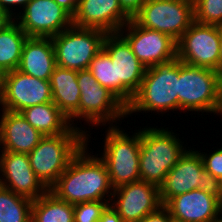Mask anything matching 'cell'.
<instances>
[{"label": "cell", "mask_w": 222, "mask_h": 222, "mask_svg": "<svg viewBox=\"0 0 222 222\" xmlns=\"http://www.w3.org/2000/svg\"><path fill=\"white\" fill-rule=\"evenodd\" d=\"M87 145L81 148L49 188L58 199L72 205L108 198L111 200L113 194L114 189L104 161L87 153Z\"/></svg>", "instance_id": "obj_1"}, {"label": "cell", "mask_w": 222, "mask_h": 222, "mask_svg": "<svg viewBox=\"0 0 222 222\" xmlns=\"http://www.w3.org/2000/svg\"><path fill=\"white\" fill-rule=\"evenodd\" d=\"M88 136L87 130L71 126L63 134L43 136L28 154L32 170L48 189L88 143Z\"/></svg>", "instance_id": "obj_2"}, {"label": "cell", "mask_w": 222, "mask_h": 222, "mask_svg": "<svg viewBox=\"0 0 222 222\" xmlns=\"http://www.w3.org/2000/svg\"><path fill=\"white\" fill-rule=\"evenodd\" d=\"M178 110L222 115V73L179 60Z\"/></svg>", "instance_id": "obj_3"}, {"label": "cell", "mask_w": 222, "mask_h": 222, "mask_svg": "<svg viewBox=\"0 0 222 222\" xmlns=\"http://www.w3.org/2000/svg\"><path fill=\"white\" fill-rule=\"evenodd\" d=\"M182 143L168 128H142L139 156L140 180L159 187L167 173L185 153L187 148H184Z\"/></svg>", "instance_id": "obj_4"}, {"label": "cell", "mask_w": 222, "mask_h": 222, "mask_svg": "<svg viewBox=\"0 0 222 222\" xmlns=\"http://www.w3.org/2000/svg\"><path fill=\"white\" fill-rule=\"evenodd\" d=\"M179 60L146 68L139 90L127 106V115L135 112L178 110Z\"/></svg>", "instance_id": "obj_5"}, {"label": "cell", "mask_w": 222, "mask_h": 222, "mask_svg": "<svg viewBox=\"0 0 222 222\" xmlns=\"http://www.w3.org/2000/svg\"><path fill=\"white\" fill-rule=\"evenodd\" d=\"M77 82L81 95L78 110L68 119L72 127H76L74 119H84L92 126L101 123L102 126L106 123L115 126L113 122L127 116V107L112 92L101 86L88 69L78 71Z\"/></svg>", "instance_id": "obj_6"}, {"label": "cell", "mask_w": 222, "mask_h": 222, "mask_svg": "<svg viewBox=\"0 0 222 222\" xmlns=\"http://www.w3.org/2000/svg\"><path fill=\"white\" fill-rule=\"evenodd\" d=\"M119 126H110L104 140V161L113 189L140 180L139 156L141 146V128L129 136Z\"/></svg>", "instance_id": "obj_7"}, {"label": "cell", "mask_w": 222, "mask_h": 222, "mask_svg": "<svg viewBox=\"0 0 222 222\" xmlns=\"http://www.w3.org/2000/svg\"><path fill=\"white\" fill-rule=\"evenodd\" d=\"M199 152L194 149L186 150L177 164L167 173L163 183L159 186L162 205L177 195L195 189L203 190L222 201L221 181L204 168Z\"/></svg>", "instance_id": "obj_8"}, {"label": "cell", "mask_w": 222, "mask_h": 222, "mask_svg": "<svg viewBox=\"0 0 222 222\" xmlns=\"http://www.w3.org/2000/svg\"><path fill=\"white\" fill-rule=\"evenodd\" d=\"M132 19L178 41L194 22L193 0H147Z\"/></svg>", "instance_id": "obj_9"}, {"label": "cell", "mask_w": 222, "mask_h": 222, "mask_svg": "<svg viewBox=\"0 0 222 222\" xmlns=\"http://www.w3.org/2000/svg\"><path fill=\"white\" fill-rule=\"evenodd\" d=\"M105 35L106 33L99 29L72 25L51 37L56 65L75 71L88 69L92 59L102 49Z\"/></svg>", "instance_id": "obj_10"}, {"label": "cell", "mask_w": 222, "mask_h": 222, "mask_svg": "<svg viewBox=\"0 0 222 222\" xmlns=\"http://www.w3.org/2000/svg\"><path fill=\"white\" fill-rule=\"evenodd\" d=\"M102 48L115 64L116 97L127 107L140 88L146 68L119 33L106 34Z\"/></svg>", "instance_id": "obj_11"}, {"label": "cell", "mask_w": 222, "mask_h": 222, "mask_svg": "<svg viewBox=\"0 0 222 222\" xmlns=\"http://www.w3.org/2000/svg\"><path fill=\"white\" fill-rule=\"evenodd\" d=\"M177 59L220 72V26L194 21L177 41Z\"/></svg>", "instance_id": "obj_12"}, {"label": "cell", "mask_w": 222, "mask_h": 222, "mask_svg": "<svg viewBox=\"0 0 222 222\" xmlns=\"http://www.w3.org/2000/svg\"><path fill=\"white\" fill-rule=\"evenodd\" d=\"M53 102L50 81L27 75L18 69L0 75L2 110L20 113L27 107Z\"/></svg>", "instance_id": "obj_13"}, {"label": "cell", "mask_w": 222, "mask_h": 222, "mask_svg": "<svg viewBox=\"0 0 222 222\" xmlns=\"http://www.w3.org/2000/svg\"><path fill=\"white\" fill-rule=\"evenodd\" d=\"M118 33L145 68L177 59V41L165 33L139 26L132 18Z\"/></svg>", "instance_id": "obj_14"}, {"label": "cell", "mask_w": 222, "mask_h": 222, "mask_svg": "<svg viewBox=\"0 0 222 222\" xmlns=\"http://www.w3.org/2000/svg\"><path fill=\"white\" fill-rule=\"evenodd\" d=\"M14 20L28 37L51 38L73 25L72 16L54 0H31Z\"/></svg>", "instance_id": "obj_15"}, {"label": "cell", "mask_w": 222, "mask_h": 222, "mask_svg": "<svg viewBox=\"0 0 222 222\" xmlns=\"http://www.w3.org/2000/svg\"><path fill=\"white\" fill-rule=\"evenodd\" d=\"M109 204L118 212L123 222H140L162 206L159 187L142 180L114 189Z\"/></svg>", "instance_id": "obj_16"}, {"label": "cell", "mask_w": 222, "mask_h": 222, "mask_svg": "<svg viewBox=\"0 0 222 222\" xmlns=\"http://www.w3.org/2000/svg\"><path fill=\"white\" fill-rule=\"evenodd\" d=\"M1 153L0 186L31 200H36L49 190L32 170L28 154L9 151Z\"/></svg>", "instance_id": "obj_17"}, {"label": "cell", "mask_w": 222, "mask_h": 222, "mask_svg": "<svg viewBox=\"0 0 222 222\" xmlns=\"http://www.w3.org/2000/svg\"><path fill=\"white\" fill-rule=\"evenodd\" d=\"M130 20L118 0H78L72 16L74 26L99 29L106 34L118 33Z\"/></svg>", "instance_id": "obj_18"}, {"label": "cell", "mask_w": 222, "mask_h": 222, "mask_svg": "<svg viewBox=\"0 0 222 222\" xmlns=\"http://www.w3.org/2000/svg\"><path fill=\"white\" fill-rule=\"evenodd\" d=\"M164 206L176 222H216L222 214V201L200 189L177 195Z\"/></svg>", "instance_id": "obj_19"}, {"label": "cell", "mask_w": 222, "mask_h": 222, "mask_svg": "<svg viewBox=\"0 0 222 222\" xmlns=\"http://www.w3.org/2000/svg\"><path fill=\"white\" fill-rule=\"evenodd\" d=\"M0 119V150L29 154L43 135L16 112L2 110Z\"/></svg>", "instance_id": "obj_20"}, {"label": "cell", "mask_w": 222, "mask_h": 222, "mask_svg": "<svg viewBox=\"0 0 222 222\" xmlns=\"http://www.w3.org/2000/svg\"><path fill=\"white\" fill-rule=\"evenodd\" d=\"M55 66V50L51 38L27 37L18 70L32 77L50 81Z\"/></svg>", "instance_id": "obj_21"}, {"label": "cell", "mask_w": 222, "mask_h": 222, "mask_svg": "<svg viewBox=\"0 0 222 222\" xmlns=\"http://www.w3.org/2000/svg\"><path fill=\"white\" fill-rule=\"evenodd\" d=\"M78 71L55 66L50 78L53 103L69 119L79 108Z\"/></svg>", "instance_id": "obj_22"}, {"label": "cell", "mask_w": 222, "mask_h": 222, "mask_svg": "<svg viewBox=\"0 0 222 222\" xmlns=\"http://www.w3.org/2000/svg\"><path fill=\"white\" fill-rule=\"evenodd\" d=\"M20 114L43 136L63 134L72 126L53 102L27 107Z\"/></svg>", "instance_id": "obj_23"}, {"label": "cell", "mask_w": 222, "mask_h": 222, "mask_svg": "<svg viewBox=\"0 0 222 222\" xmlns=\"http://www.w3.org/2000/svg\"><path fill=\"white\" fill-rule=\"evenodd\" d=\"M27 37L16 20L0 32V75L18 69Z\"/></svg>", "instance_id": "obj_24"}, {"label": "cell", "mask_w": 222, "mask_h": 222, "mask_svg": "<svg viewBox=\"0 0 222 222\" xmlns=\"http://www.w3.org/2000/svg\"><path fill=\"white\" fill-rule=\"evenodd\" d=\"M31 222H74V205L58 199L48 190L33 200Z\"/></svg>", "instance_id": "obj_25"}, {"label": "cell", "mask_w": 222, "mask_h": 222, "mask_svg": "<svg viewBox=\"0 0 222 222\" xmlns=\"http://www.w3.org/2000/svg\"><path fill=\"white\" fill-rule=\"evenodd\" d=\"M33 200L0 186V222H31Z\"/></svg>", "instance_id": "obj_26"}, {"label": "cell", "mask_w": 222, "mask_h": 222, "mask_svg": "<svg viewBox=\"0 0 222 222\" xmlns=\"http://www.w3.org/2000/svg\"><path fill=\"white\" fill-rule=\"evenodd\" d=\"M88 70L97 82L116 96L115 64L109 54L102 48L92 59Z\"/></svg>", "instance_id": "obj_27"}, {"label": "cell", "mask_w": 222, "mask_h": 222, "mask_svg": "<svg viewBox=\"0 0 222 222\" xmlns=\"http://www.w3.org/2000/svg\"><path fill=\"white\" fill-rule=\"evenodd\" d=\"M194 21L222 26V0H193Z\"/></svg>", "instance_id": "obj_28"}, {"label": "cell", "mask_w": 222, "mask_h": 222, "mask_svg": "<svg viewBox=\"0 0 222 222\" xmlns=\"http://www.w3.org/2000/svg\"><path fill=\"white\" fill-rule=\"evenodd\" d=\"M110 200H99L74 205V222H98Z\"/></svg>", "instance_id": "obj_29"}, {"label": "cell", "mask_w": 222, "mask_h": 222, "mask_svg": "<svg viewBox=\"0 0 222 222\" xmlns=\"http://www.w3.org/2000/svg\"><path fill=\"white\" fill-rule=\"evenodd\" d=\"M204 168L215 178L222 181V147L207 155L200 152Z\"/></svg>", "instance_id": "obj_30"}, {"label": "cell", "mask_w": 222, "mask_h": 222, "mask_svg": "<svg viewBox=\"0 0 222 222\" xmlns=\"http://www.w3.org/2000/svg\"><path fill=\"white\" fill-rule=\"evenodd\" d=\"M168 209L162 205L156 211L146 215L140 222H173Z\"/></svg>", "instance_id": "obj_31"}, {"label": "cell", "mask_w": 222, "mask_h": 222, "mask_svg": "<svg viewBox=\"0 0 222 222\" xmlns=\"http://www.w3.org/2000/svg\"><path fill=\"white\" fill-rule=\"evenodd\" d=\"M123 11L132 18L147 0H118Z\"/></svg>", "instance_id": "obj_32"}, {"label": "cell", "mask_w": 222, "mask_h": 222, "mask_svg": "<svg viewBox=\"0 0 222 222\" xmlns=\"http://www.w3.org/2000/svg\"><path fill=\"white\" fill-rule=\"evenodd\" d=\"M30 1L31 0H0V9L8 12L9 14H11V16L15 18L16 13L12 11V8L14 6H19L22 7L21 9L23 10Z\"/></svg>", "instance_id": "obj_33"}, {"label": "cell", "mask_w": 222, "mask_h": 222, "mask_svg": "<svg viewBox=\"0 0 222 222\" xmlns=\"http://www.w3.org/2000/svg\"><path fill=\"white\" fill-rule=\"evenodd\" d=\"M98 222H123L118 212L109 204L102 212Z\"/></svg>", "instance_id": "obj_34"}, {"label": "cell", "mask_w": 222, "mask_h": 222, "mask_svg": "<svg viewBox=\"0 0 222 222\" xmlns=\"http://www.w3.org/2000/svg\"><path fill=\"white\" fill-rule=\"evenodd\" d=\"M59 6L64 8L71 16L76 13L78 0H54Z\"/></svg>", "instance_id": "obj_35"}, {"label": "cell", "mask_w": 222, "mask_h": 222, "mask_svg": "<svg viewBox=\"0 0 222 222\" xmlns=\"http://www.w3.org/2000/svg\"><path fill=\"white\" fill-rule=\"evenodd\" d=\"M14 21V17L0 9V32Z\"/></svg>", "instance_id": "obj_36"}, {"label": "cell", "mask_w": 222, "mask_h": 222, "mask_svg": "<svg viewBox=\"0 0 222 222\" xmlns=\"http://www.w3.org/2000/svg\"><path fill=\"white\" fill-rule=\"evenodd\" d=\"M220 73H222V26H220Z\"/></svg>", "instance_id": "obj_37"}, {"label": "cell", "mask_w": 222, "mask_h": 222, "mask_svg": "<svg viewBox=\"0 0 222 222\" xmlns=\"http://www.w3.org/2000/svg\"><path fill=\"white\" fill-rule=\"evenodd\" d=\"M216 222H222V214H221V216H219V218Z\"/></svg>", "instance_id": "obj_38"}]
</instances>
